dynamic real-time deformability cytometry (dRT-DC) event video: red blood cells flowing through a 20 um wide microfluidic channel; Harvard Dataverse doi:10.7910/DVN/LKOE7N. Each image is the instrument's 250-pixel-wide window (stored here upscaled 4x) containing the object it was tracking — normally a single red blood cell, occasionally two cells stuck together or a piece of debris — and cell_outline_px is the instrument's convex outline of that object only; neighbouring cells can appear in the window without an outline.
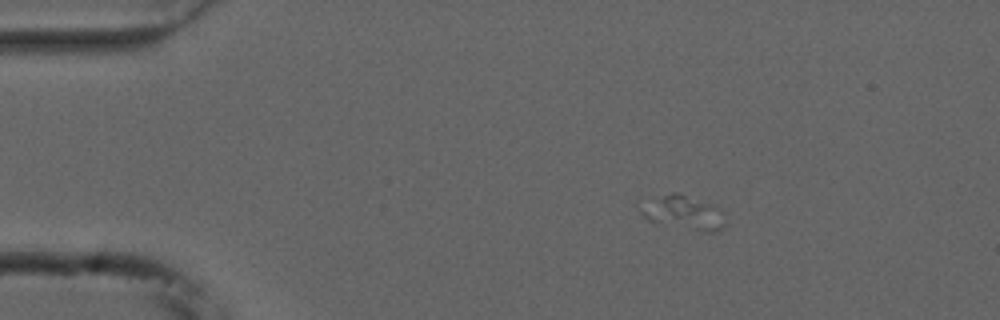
{"species": "common noctule bat (a hibernating species)", "species_latin": "Nyctalus noctula", "temperature_condition": "cold", "stored_images_in_passage": 46, "camera_frame_rate_fps": 3000, "um_per_image_px": 0.085, "animal": {"sex": "male", "forearm_length_mm": 52.5}, "frame": {"image": 1, "passage_image": 1, "time_ms": 0.0, "image_size_px": [1000, 320], "cell_outline_px": [[728, 224], [716, 232], [704, 232], [648, 220], [640, 212], [664, 196], [672, 192], [676, 192], [712, 204], [720, 208], [724, 212]], "centroid_in_image_um": [58.34, 18.13], "position_along_channel_um": 26.7, "area_um2": 15.9}}
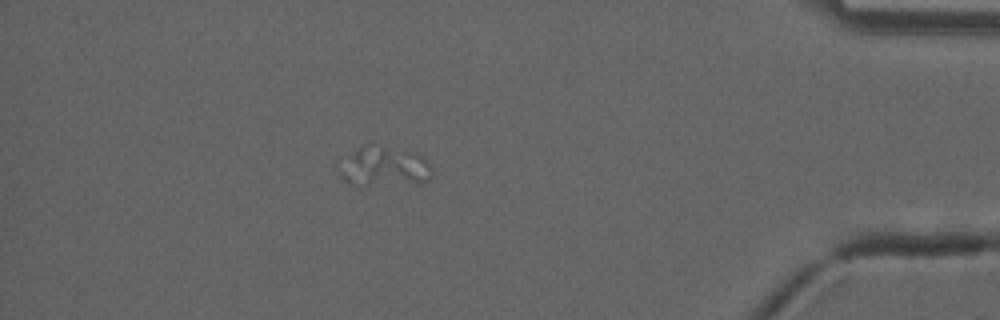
{"frame": {"image": 2, "passage_image": 40, "time_ms": 13.0, "image_size_px": [1000, 320], "cell_outline_px": [[428, 180], [364, 188], [348, 184], [336, 172], [336, 168], [360, 144], [372, 140], [412, 152], [428, 160]], "centroid_in_image_um": [32.48, 14.12], "position_along_channel_um": 402.7, "area_um2": 22.43}}